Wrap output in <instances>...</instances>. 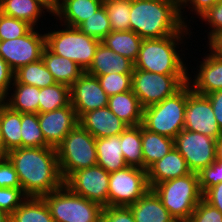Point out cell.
<instances>
[{
    "mask_svg": "<svg viewBox=\"0 0 222 222\" xmlns=\"http://www.w3.org/2000/svg\"><path fill=\"white\" fill-rule=\"evenodd\" d=\"M27 197H43L64 184L54 147H21L7 153Z\"/></svg>",
    "mask_w": 222,
    "mask_h": 222,
    "instance_id": "obj_1",
    "label": "cell"
},
{
    "mask_svg": "<svg viewBox=\"0 0 222 222\" xmlns=\"http://www.w3.org/2000/svg\"><path fill=\"white\" fill-rule=\"evenodd\" d=\"M199 31L200 29L192 32L191 28L185 26L179 33L168 37L143 39L138 57L134 62V69L164 75H188L189 60L186 58L190 59L193 55L187 51H192V40L196 38V33H200ZM187 45H191L190 48Z\"/></svg>",
    "mask_w": 222,
    "mask_h": 222,
    "instance_id": "obj_2",
    "label": "cell"
},
{
    "mask_svg": "<svg viewBox=\"0 0 222 222\" xmlns=\"http://www.w3.org/2000/svg\"><path fill=\"white\" fill-rule=\"evenodd\" d=\"M184 27L180 0H131L130 30L142 39L168 37Z\"/></svg>",
    "mask_w": 222,
    "mask_h": 222,
    "instance_id": "obj_3",
    "label": "cell"
},
{
    "mask_svg": "<svg viewBox=\"0 0 222 222\" xmlns=\"http://www.w3.org/2000/svg\"><path fill=\"white\" fill-rule=\"evenodd\" d=\"M53 23L50 24L52 27L48 25L44 29L45 46L51 52L74 61L86 71L92 64L101 41L84 34L78 28L65 26L57 21Z\"/></svg>",
    "mask_w": 222,
    "mask_h": 222,
    "instance_id": "obj_4",
    "label": "cell"
},
{
    "mask_svg": "<svg viewBox=\"0 0 222 222\" xmlns=\"http://www.w3.org/2000/svg\"><path fill=\"white\" fill-rule=\"evenodd\" d=\"M152 189L170 215L179 222H188L192 212L203 199L198 174L193 172L158 183Z\"/></svg>",
    "mask_w": 222,
    "mask_h": 222,
    "instance_id": "obj_5",
    "label": "cell"
},
{
    "mask_svg": "<svg viewBox=\"0 0 222 222\" xmlns=\"http://www.w3.org/2000/svg\"><path fill=\"white\" fill-rule=\"evenodd\" d=\"M187 83L163 101L143 108L142 125L149 131L175 139L184 129Z\"/></svg>",
    "mask_w": 222,
    "mask_h": 222,
    "instance_id": "obj_6",
    "label": "cell"
},
{
    "mask_svg": "<svg viewBox=\"0 0 222 222\" xmlns=\"http://www.w3.org/2000/svg\"><path fill=\"white\" fill-rule=\"evenodd\" d=\"M58 165L65 181L74 171L97 165L96 139L77 124L56 147Z\"/></svg>",
    "mask_w": 222,
    "mask_h": 222,
    "instance_id": "obj_7",
    "label": "cell"
},
{
    "mask_svg": "<svg viewBox=\"0 0 222 222\" xmlns=\"http://www.w3.org/2000/svg\"><path fill=\"white\" fill-rule=\"evenodd\" d=\"M54 222H100L103 207L72 192L66 185L43 196Z\"/></svg>",
    "mask_w": 222,
    "mask_h": 222,
    "instance_id": "obj_8",
    "label": "cell"
},
{
    "mask_svg": "<svg viewBox=\"0 0 222 222\" xmlns=\"http://www.w3.org/2000/svg\"><path fill=\"white\" fill-rule=\"evenodd\" d=\"M188 82V75H164L134 69L132 90L143 108L159 103Z\"/></svg>",
    "mask_w": 222,
    "mask_h": 222,
    "instance_id": "obj_9",
    "label": "cell"
},
{
    "mask_svg": "<svg viewBox=\"0 0 222 222\" xmlns=\"http://www.w3.org/2000/svg\"><path fill=\"white\" fill-rule=\"evenodd\" d=\"M150 189L147 171L133 166L109 175L108 206L134 204Z\"/></svg>",
    "mask_w": 222,
    "mask_h": 222,
    "instance_id": "obj_10",
    "label": "cell"
},
{
    "mask_svg": "<svg viewBox=\"0 0 222 222\" xmlns=\"http://www.w3.org/2000/svg\"><path fill=\"white\" fill-rule=\"evenodd\" d=\"M44 48V29L32 27L24 36L0 41V56L15 72L21 66L39 61Z\"/></svg>",
    "mask_w": 222,
    "mask_h": 222,
    "instance_id": "obj_11",
    "label": "cell"
},
{
    "mask_svg": "<svg viewBox=\"0 0 222 222\" xmlns=\"http://www.w3.org/2000/svg\"><path fill=\"white\" fill-rule=\"evenodd\" d=\"M216 140L204 134L183 129L174 139V147L193 173H199L216 159Z\"/></svg>",
    "mask_w": 222,
    "mask_h": 222,
    "instance_id": "obj_12",
    "label": "cell"
},
{
    "mask_svg": "<svg viewBox=\"0 0 222 222\" xmlns=\"http://www.w3.org/2000/svg\"><path fill=\"white\" fill-rule=\"evenodd\" d=\"M109 175L104 168L95 165L74 171L65 181L72 192L90 201L108 206Z\"/></svg>",
    "mask_w": 222,
    "mask_h": 222,
    "instance_id": "obj_13",
    "label": "cell"
},
{
    "mask_svg": "<svg viewBox=\"0 0 222 222\" xmlns=\"http://www.w3.org/2000/svg\"><path fill=\"white\" fill-rule=\"evenodd\" d=\"M184 129L218 139L222 131L209 98L195 93L187 82V104L184 116Z\"/></svg>",
    "mask_w": 222,
    "mask_h": 222,
    "instance_id": "obj_14",
    "label": "cell"
},
{
    "mask_svg": "<svg viewBox=\"0 0 222 222\" xmlns=\"http://www.w3.org/2000/svg\"><path fill=\"white\" fill-rule=\"evenodd\" d=\"M199 55H201V61H198L200 58H193L196 67L193 64L188 65L191 69V72L188 71V83L192 90L200 95L222 90V58L211 54L208 50H203Z\"/></svg>",
    "mask_w": 222,
    "mask_h": 222,
    "instance_id": "obj_15",
    "label": "cell"
},
{
    "mask_svg": "<svg viewBox=\"0 0 222 222\" xmlns=\"http://www.w3.org/2000/svg\"><path fill=\"white\" fill-rule=\"evenodd\" d=\"M70 97L78 119L84 113L106 107L109 99L98 78L86 72L70 87Z\"/></svg>",
    "mask_w": 222,
    "mask_h": 222,
    "instance_id": "obj_16",
    "label": "cell"
},
{
    "mask_svg": "<svg viewBox=\"0 0 222 222\" xmlns=\"http://www.w3.org/2000/svg\"><path fill=\"white\" fill-rule=\"evenodd\" d=\"M38 121L45 141L54 148L79 124L76 111L71 103L60 109L39 113Z\"/></svg>",
    "mask_w": 222,
    "mask_h": 222,
    "instance_id": "obj_17",
    "label": "cell"
},
{
    "mask_svg": "<svg viewBox=\"0 0 222 222\" xmlns=\"http://www.w3.org/2000/svg\"><path fill=\"white\" fill-rule=\"evenodd\" d=\"M78 122L95 139L120 135L128 127L107 106L84 113Z\"/></svg>",
    "mask_w": 222,
    "mask_h": 222,
    "instance_id": "obj_18",
    "label": "cell"
},
{
    "mask_svg": "<svg viewBox=\"0 0 222 222\" xmlns=\"http://www.w3.org/2000/svg\"><path fill=\"white\" fill-rule=\"evenodd\" d=\"M146 171L150 189L158 183L191 173L186 160L175 147L162 159L153 163Z\"/></svg>",
    "mask_w": 222,
    "mask_h": 222,
    "instance_id": "obj_19",
    "label": "cell"
},
{
    "mask_svg": "<svg viewBox=\"0 0 222 222\" xmlns=\"http://www.w3.org/2000/svg\"><path fill=\"white\" fill-rule=\"evenodd\" d=\"M134 62L100 43L96 49L92 64L85 71L87 74L98 77L113 72L117 74H132Z\"/></svg>",
    "mask_w": 222,
    "mask_h": 222,
    "instance_id": "obj_20",
    "label": "cell"
},
{
    "mask_svg": "<svg viewBox=\"0 0 222 222\" xmlns=\"http://www.w3.org/2000/svg\"><path fill=\"white\" fill-rule=\"evenodd\" d=\"M0 12L3 15L23 20L33 28L44 29L47 26H44V23H46L45 16L49 12L36 0H2ZM40 22L43 24L40 25Z\"/></svg>",
    "mask_w": 222,
    "mask_h": 222,
    "instance_id": "obj_21",
    "label": "cell"
},
{
    "mask_svg": "<svg viewBox=\"0 0 222 222\" xmlns=\"http://www.w3.org/2000/svg\"><path fill=\"white\" fill-rule=\"evenodd\" d=\"M128 207L133 213L135 222L175 221L153 189H149L140 199Z\"/></svg>",
    "mask_w": 222,
    "mask_h": 222,
    "instance_id": "obj_22",
    "label": "cell"
},
{
    "mask_svg": "<svg viewBox=\"0 0 222 222\" xmlns=\"http://www.w3.org/2000/svg\"><path fill=\"white\" fill-rule=\"evenodd\" d=\"M102 6L100 0H61L60 9L52 19L65 26L77 28Z\"/></svg>",
    "mask_w": 222,
    "mask_h": 222,
    "instance_id": "obj_23",
    "label": "cell"
},
{
    "mask_svg": "<svg viewBox=\"0 0 222 222\" xmlns=\"http://www.w3.org/2000/svg\"><path fill=\"white\" fill-rule=\"evenodd\" d=\"M107 107L128 126L142 124L143 107L133 90L109 96Z\"/></svg>",
    "mask_w": 222,
    "mask_h": 222,
    "instance_id": "obj_24",
    "label": "cell"
},
{
    "mask_svg": "<svg viewBox=\"0 0 222 222\" xmlns=\"http://www.w3.org/2000/svg\"><path fill=\"white\" fill-rule=\"evenodd\" d=\"M42 60L56 83L64 84L68 87H71L85 72L74 61L51 52L46 46L42 52Z\"/></svg>",
    "mask_w": 222,
    "mask_h": 222,
    "instance_id": "obj_25",
    "label": "cell"
},
{
    "mask_svg": "<svg viewBox=\"0 0 222 222\" xmlns=\"http://www.w3.org/2000/svg\"><path fill=\"white\" fill-rule=\"evenodd\" d=\"M39 93L40 88L17 83L13 80L9 93L3 102L17 112L39 114Z\"/></svg>",
    "mask_w": 222,
    "mask_h": 222,
    "instance_id": "obj_26",
    "label": "cell"
},
{
    "mask_svg": "<svg viewBox=\"0 0 222 222\" xmlns=\"http://www.w3.org/2000/svg\"><path fill=\"white\" fill-rule=\"evenodd\" d=\"M97 165L108 173L126 168L120 142V135L96 139Z\"/></svg>",
    "mask_w": 222,
    "mask_h": 222,
    "instance_id": "obj_27",
    "label": "cell"
},
{
    "mask_svg": "<svg viewBox=\"0 0 222 222\" xmlns=\"http://www.w3.org/2000/svg\"><path fill=\"white\" fill-rule=\"evenodd\" d=\"M144 170L162 159L174 147V139L147 130L141 124Z\"/></svg>",
    "mask_w": 222,
    "mask_h": 222,
    "instance_id": "obj_28",
    "label": "cell"
},
{
    "mask_svg": "<svg viewBox=\"0 0 222 222\" xmlns=\"http://www.w3.org/2000/svg\"><path fill=\"white\" fill-rule=\"evenodd\" d=\"M0 131L7 152L21 148V113L0 101Z\"/></svg>",
    "mask_w": 222,
    "mask_h": 222,
    "instance_id": "obj_29",
    "label": "cell"
},
{
    "mask_svg": "<svg viewBox=\"0 0 222 222\" xmlns=\"http://www.w3.org/2000/svg\"><path fill=\"white\" fill-rule=\"evenodd\" d=\"M143 39L131 30L111 31L102 41L107 48L135 62Z\"/></svg>",
    "mask_w": 222,
    "mask_h": 222,
    "instance_id": "obj_30",
    "label": "cell"
},
{
    "mask_svg": "<svg viewBox=\"0 0 222 222\" xmlns=\"http://www.w3.org/2000/svg\"><path fill=\"white\" fill-rule=\"evenodd\" d=\"M10 222H54L43 197H27L10 215Z\"/></svg>",
    "mask_w": 222,
    "mask_h": 222,
    "instance_id": "obj_31",
    "label": "cell"
},
{
    "mask_svg": "<svg viewBox=\"0 0 222 222\" xmlns=\"http://www.w3.org/2000/svg\"><path fill=\"white\" fill-rule=\"evenodd\" d=\"M123 158L128 166L144 169L142 152L141 124L128 126L120 134Z\"/></svg>",
    "mask_w": 222,
    "mask_h": 222,
    "instance_id": "obj_32",
    "label": "cell"
},
{
    "mask_svg": "<svg viewBox=\"0 0 222 222\" xmlns=\"http://www.w3.org/2000/svg\"><path fill=\"white\" fill-rule=\"evenodd\" d=\"M17 83L44 88L56 83L52 74L47 69L42 58L39 61L19 67L14 72Z\"/></svg>",
    "mask_w": 222,
    "mask_h": 222,
    "instance_id": "obj_33",
    "label": "cell"
},
{
    "mask_svg": "<svg viewBox=\"0 0 222 222\" xmlns=\"http://www.w3.org/2000/svg\"><path fill=\"white\" fill-rule=\"evenodd\" d=\"M39 113H46L68 106L71 103L70 87L55 83L52 86L40 88Z\"/></svg>",
    "mask_w": 222,
    "mask_h": 222,
    "instance_id": "obj_34",
    "label": "cell"
},
{
    "mask_svg": "<svg viewBox=\"0 0 222 222\" xmlns=\"http://www.w3.org/2000/svg\"><path fill=\"white\" fill-rule=\"evenodd\" d=\"M41 131L38 114L21 113V147H49Z\"/></svg>",
    "mask_w": 222,
    "mask_h": 222,
    "instance_id": "obj_35",
    "label": "cell"
},
{
    "mask_svg": "<svg viewBox=\"0 0 222 222\" xmlns=\"http://www.w3.org/2000/svg\"><path fill=\"white\" fill-rule=\"evenodd\" d=\"M103 5L106 8L112 31L130 30L131 0H115Z\"/></svg>",
    "mask_w": 222,
    "mask_h": 222,
    "instance_id": "obj_36",
    "label": "cell"
},
{
    "mask_svg": "<svg viewBox=\"0 0 222 222\" xmlns=\"http://www.w3.org/2000/svg\"><path fill=\"white\" fill-rule=\"evenodd\" d=\"M77 28L84 34L102 41L112 31L104 5Z\"/></svg>",
    "mask_w": 222,
    "mask_h": 222,
    "instance_id": "obj_37",
    "label": "cell"
},
{
    "mask_svg": "<svg viewBox=\"0 0 222 222\" xmlns=\"http://www.w3.org/2000/svg\"><path fill=\"white\" fill-rule=\"evenodd\" d=\"M219 1L221 0H180V15L182 22L185 26L191 28V31H195L196 29L194 28L193 24L200 28L198 23H196L197 18L199 19Z\"/></svg>",
    "mask_w": 222,
    "mask_h": 222,
    "instance_id": "obj_38",
    "label": "cell"
},
{
    "mask_svg": "<svg viewBox=\"0 0 222 222\" xmlns=\"http://www.w3.org/2000/svg\"><path fill=\"white\" fill-rule=\"evenodd\" d=\"M108 96L132 90V74H105L97 77Z\"/></svg>",
    "mask_w": 222,
    "mask_h": 222,
    "instance_id": "obj_39",
    "label": "cell"
},
{
    "mask_svg": "<svg viewBox=\"0 0 222 222\" xmlns=\"http://www.w3.org/2000/svg\"><path fill=\"white\" fill-rule=\"evenodd\" d=\"M32 28L27 22L0 12V41L24 36Z\"/></svg>",
    "mask_w": 222,
    "mask_h": 222,
    "instance_id": "obj_40",
    "label": "cell"
},
{
    "mask_svg": "<svg viewBox=\"0 0 222 222\" xmlns=\"http://www.w3.org/2000/svg\"><path fill=\"white\" fill-rule=\"evenodd\" d=\"M196 22L198 23L200 22V24H202V25L199 24L201 28H203L204 25H205L204 27L208 28V29L204 28L203 34L206 33V35H204L205 38L201 37V41H200L201 43H202V40L204 39L206 40V38L208 39L213 33L222 31V0L214 4Z\"/></svg>",
    "mask_w": 222,
    "mask_h": 222,
    "instance_id": "obj_41",
    "label": "cell"
},
{
    "mask_svg": "<svg viewBox=\"0 0 222 222\" xmlns=\"http://www.w3.org/2000/svg\"><path fill=\"white\" fill-rule=\"evenodd\" d=\"M198 174L199 185L204 194L209 188L222 182V161L217 158Z\"/></svg>",
    "mask_w": 222,
    "mask_h": 222,
    "instance_id": "obj_42",
    "label": "cell"
},
{
    "mask_svg": "<svg viewBox=\"0 0 222 222\" xmlns=\"http://www.w3.org/2000/svg\"><path fill=\"white\" fill-rule=\"evenodd\" d=\"M26 198L22 188L0 187V210L11 215Z\"/></svg>",
    "mask_w": 222,
    "mask_h": 222,
    "instance_id": "obj_43",
    "label": "cell"
},
{
    "mask_svg": "<svg viewBox=\"0 0 222 222\" xmlns=\"http://www.w3.org/2000/svg\"><path fill=\"white\" fill-rule=\"evenodd\" d=\"M188 222H222V213L202 199L192 212Z\"/></svg>",
    "mask_w": 222,
    "mask_h": 222,
    "instance_id": "obj_44",
    "label": "cell"
},
{
    "mask_svg": "<svg viewBox=\"0 0 222 222\" xmlns=\"http://www.w3.org/2000/svg\"><path fill=\"white\" fill-rule=\"evenodd\" d=\"M0 187L21 188L18 174L8 157L0 158Z\"/></svg>",
    "mask_w": 222,
    "mask_h": 222,
    "instance_id": "obj_45",
    "label": "cell"
},
{
    "mask_svg": "<svg viewBox=\"0 0 222 222\" xmlns=\"http://www.w3.org/2000/svg\"><path fill=\"white\" fill-rule=\"evenodd\" d=\"M101 222H135V219L129 207L106 206L102 209Z\"/></svg>",
    "mask_w": 222,
    "mask_h": 222,
    "instance_id": "obj_46",
    "label": "cell"
},
{
    "mask_svg": "<svg viewBox=\"0 0 222 222\" xmlns=\"http://www.w3.org/2000/svg\"><path fill=\"white\" fill-rule=\"evenodd\" d=\"M14 80V71L0 56V101H3L9 93Z\"/></svg>",
    "mask_w": 222,
    "mask_h": 222,
    "instance_id": "obj_47",
    "label": "cell"
},
{
    "mask_svg": "<svg viewBox=\"0 0 222 222\" xmlns=\"http://www.w3.org/2000/svg\"><path fill=\"white\" fill-rule=\"evenodd\" d=\"M203 199L222 213V182L209 188L203 194Z\"/></svg>",
    "mask_w": 222,
    "mask_h": 222,
    "instance_id": "obj_48",
    "label": "cell"
},
{
    "mask_svg": "<svg viewBox=\"0 0 222 222\" xmlns=\"http://www.w3.org/2000/svg\"><path fill=\"white\" fill-rule=\"evenodd\" d=\"M206 40L207 41H204L206 43V46L204 45V43H203V45L200 44V46L204 47L201 50L206 49L211 54H213L219 58H222V31L213 33Z\"/></svg>",
    "mask_w": 222,
    "mask_h": 222,
    "instance_id": "obj_49",
    "label": "cell"
},
{
    "mask_svg": "<svg viewBox=\"0 0 222 222\" xmlns=\"http://www.w3.org/2000/svg\"><path fill=\"white\" fill-rule=\"evenodd\" d=\"M206 96L211 102L218 126L222 131V90L210 93Z\"/></svg>",
    "mask_w": 222,
    "mask_h": 222,
    "instance_id": "obj_50",
    "label": "cell"
},
{
    "mask_svg": "<svg viewBox=\"0 0 222 222\" xmlns=\"http://www.w3.org/2000/svg\"><path fill=\"white\" fill-rule=\"evenodd\" d=\"M36 1L49 12L48 16L51 17V19L58 12L61 5V0H36Z\"/></svg>",
    "mask_w": 222,
    "mask_h": 222,
    "instance_id": "obj_51",
    "label": "cell"
},
{
    "mask_svg": "<svg viewBox=\"0 0 222 222\" xmlns=\"http://www.w3.org/2000/svg\"><path fill=\"white\" fill-rule=\"evenodd\" d=\"M216 158L222 161V135L216 140Z\"/></svg>",
    "mask_w": 222,
    "mask_h": 222,
    "instance_id": "obj_52",
    "label": "cell"
},
{
    "mask_svg": "<svg viewBox=\"0 0 222 222\" xmlns=\"http://www.w3.org/2000/svg\"><path fill=\"white\" fill-rule=\"evenodd\" d=\"M7 153L0 131V158L7 157Z\"/></svg>",
    "mask_w": 222,
    "mask_h": 222,
    "instance_id": "obj_53",
    "label": "cell"
},
{
    "mask_svg": "<svg viewBox=\"0 0 222 222\" xmlns=\"http://www.w3.org/2000/svg\"><path fill=\"white\" fill-rule=\"evenodd\" d=\"M0 222H10V215L3 210H0Z\"/></svg>",
    "mask_w": 222,
    "mask_h": 222,
    "instance_id": "obj_54",
    "label": "cell"
},
{
    "mask_svg": "<svg viewBox=\"0 0 222 222\" xmlns=\"http://www.w3.org/2000/svg\"><path fill=\"white\" fill-rule=\"evenodd\" d=\"M102 4H105L106 2H111V1H115V0H100Z\"/></svg>",
    "mask_w": 222,
    "mask_h": 222,
    "instance_id": "obj_55",
    "label": "cell"
}]
</instances>
